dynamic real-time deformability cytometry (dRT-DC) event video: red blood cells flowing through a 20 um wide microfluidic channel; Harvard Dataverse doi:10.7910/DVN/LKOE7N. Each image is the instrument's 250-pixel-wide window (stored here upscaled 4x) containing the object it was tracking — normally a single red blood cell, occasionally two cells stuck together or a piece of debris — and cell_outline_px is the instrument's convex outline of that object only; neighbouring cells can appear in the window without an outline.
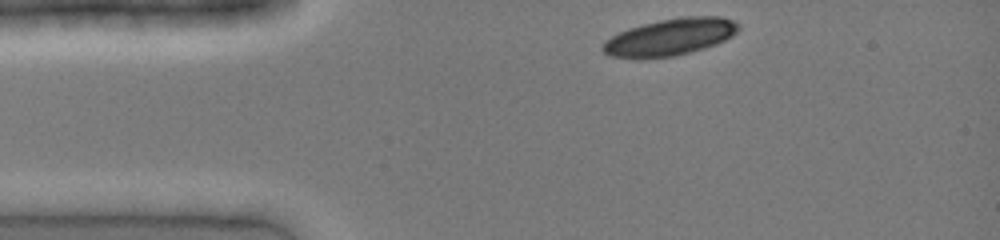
{"species": "common noctule bat (a hibernating species)", "species_latin": "Nyctalus noctula", "temperature_condition": "cold", "stored_images_in_passage": 17, "camera_frame_rate_fps": 3000, "um_per_image_px": 0.085, "animal": {"sex": "female", "body_mass_g": 19.0, "forearm_length_mm": 51.5}, "frame": {"image": 1, "passage_image": 1, "time_ms": 0.0, "image_size_px": [1000, 240], "cell_outline_px": [[740, 28], [732, 36], [716, 44], [704, 48], [676, 56], [640, 60], [636, 60], [612, 56], [604, 52], [600, 48], [604, 40], [628, 28], [660, 20], [680, 16], [720, 16], [732, 20], [740, 24]], "centroid_in_image_um": [56.93, 3.17], "position_along_channel_um": 28.1, "area_um2": 29.65}}